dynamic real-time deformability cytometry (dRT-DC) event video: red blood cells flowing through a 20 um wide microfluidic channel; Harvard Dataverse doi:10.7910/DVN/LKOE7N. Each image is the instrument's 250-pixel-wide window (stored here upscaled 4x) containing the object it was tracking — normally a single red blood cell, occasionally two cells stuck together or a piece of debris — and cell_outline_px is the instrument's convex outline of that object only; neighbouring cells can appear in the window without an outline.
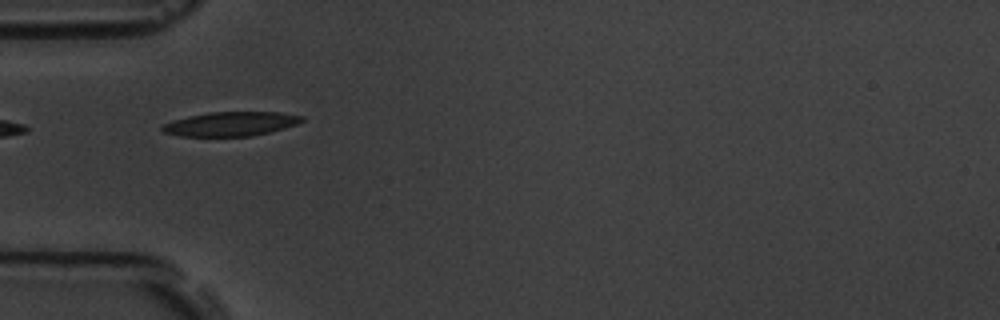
{"species": "common noctule bat (a hibernating species)", "species_latin": "Nyctalus noctula", "temperature_condition": "room temperature", "stored_images_in_passage": 7, "camera_frame_rate_fps": 3000, "um_per_image_px": 0.085, "animal": {"sex": "male", "body_mass_g": 19.5, "forearm_length_mm": 54.6}, "frame": {"image": 1, "passage_image": 6, "time_ms": 5.667, "image_size_px": [1000, 320], "cell_outline_px": [[304, 120], [296, 124], [284, 128], [252, 136], [180, 136], [164, 132], [160, 128], [164, 124], [172, 120], [188, 116], [208, 112], [280, 112], [304, 116]], "centroid_in_image_um": [19.6, 10.52], "position_along_channel_um": 65.4, "area_um2": 19.65}}
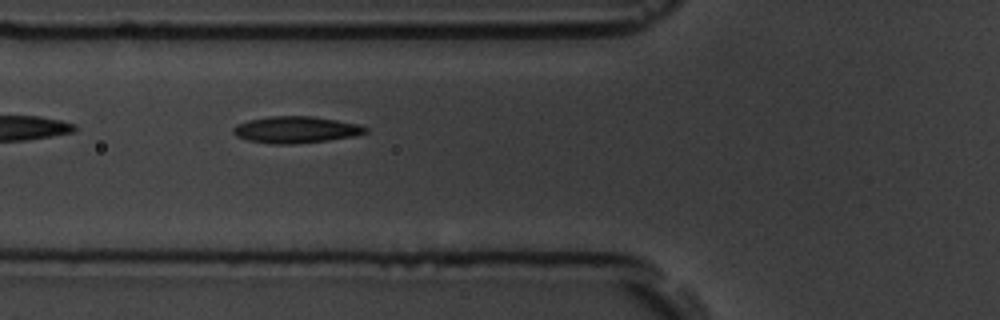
{"frame": {"image": 2, "passage_image": 7, "time_ms": 6.667, "image_size_px": [1000, 320], "cell_outline_px": [[368, 132], [356, 136], [328, 140], [292, 144], [272, 144], [248, 140], [236, 136], [232, 132], [232, 128], [236, 124], [248, 120], [268, 116], [312, 116], [360, 124], [368, 128]], "centroid_in_image_um": [25.15, 11.02], "position_along_channel_um": 100.7, "area_um2": 20.69}}